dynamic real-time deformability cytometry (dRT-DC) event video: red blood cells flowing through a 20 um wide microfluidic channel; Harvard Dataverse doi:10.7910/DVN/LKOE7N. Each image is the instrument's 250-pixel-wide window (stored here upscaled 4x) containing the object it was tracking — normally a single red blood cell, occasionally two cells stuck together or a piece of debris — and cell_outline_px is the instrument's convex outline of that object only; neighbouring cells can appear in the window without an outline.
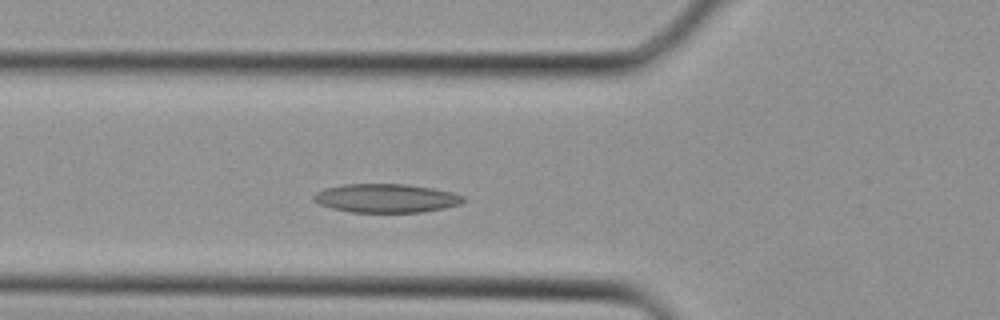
{"species": "Egyptian fruit bat (a non-hibernating species)", "species_latin": "Rousettus aegyptiacus", "temperature_condition": "cold", "stored_images_in_passage": 25, "camera_frame_rate_fps": 3000, "um_per_image_px": 0.085, "animal": {"sex": "female"}, "frame": {"image": 1, "passage_image": 7, "time_ms": 2.0, "image_size_px": [1000, 320], "cell_outline_px": [[464, 200], [460, 204], [444, 208], [420, 212], [348, 212], [332, 208], [320, 204], [312, 200], [312, 196], [316, 192], [324, 188], [344, 184], [404, 184], [432, 188], [452, 192], [464, 196]], "centroid_in_image_um": [32.78, 16.84], "position_along_channel_um": 93.0, "area_um2": 25.03}}
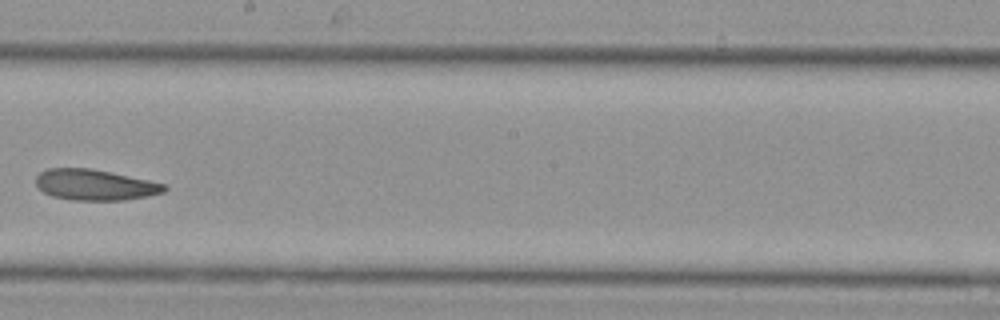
{"frame": {"image": 2, "passage_image": 15, "time_ms": 4.667, "image_size_px": [1000, 320], "cell_outline_px": [[168, 188], [164, 192], [148, 196], [124, 200], [72, 200], [52, 196], [36, 188], [36, 176], [40, 172], [48, 168], [92, 168], [148, 180], [164, 184]], "centroid_in_image_um": [8.04, 15.71], "position_along_channel_um": 240.2, "area_um2": 23.12}}
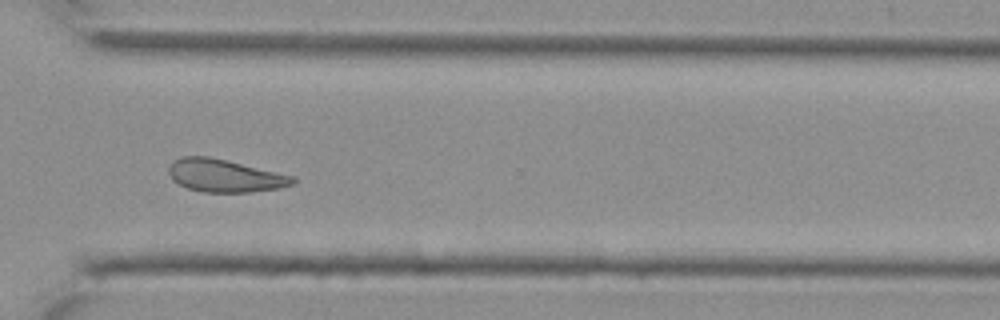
{"frame": {"image": 3, "passage_image": 21, "time_ms": 6.667, "image_size_px": [1000, 320], "cell_outline_px": [[296, 180], [292, 184], [280, 188], [252, 192], [204, 192], [188, 188], [172, 180], [168, 172], [168, 168], [172, 160], [184, 156], [208, 156], [296, 176]], "centroid_in_image_um": [19.11, 14.93], "position_along_channel_um": 351.5, "area_um2": 23.7}}